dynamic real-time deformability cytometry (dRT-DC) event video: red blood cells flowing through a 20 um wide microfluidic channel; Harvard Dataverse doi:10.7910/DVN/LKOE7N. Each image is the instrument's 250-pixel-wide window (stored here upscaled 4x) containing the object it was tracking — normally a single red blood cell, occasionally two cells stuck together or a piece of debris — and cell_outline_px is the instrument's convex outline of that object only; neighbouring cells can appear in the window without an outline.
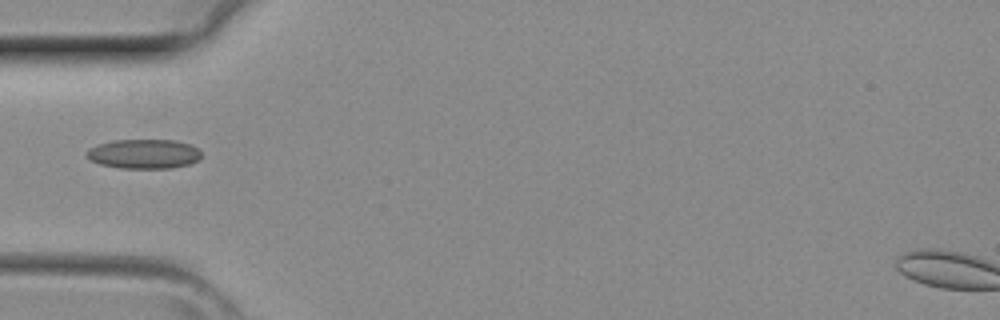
{"species": "common noctule bat (a hibernating species)", "species_latin": "Nyctalus noctula", "temperature_condition": "room temperature", "stored_images_in_passage": 2, "camera_frame_rate_fps": 3000, "um_per_image_px": 0.085, "animal": {"sex": "female", "body_mass_g": 29.2, "forearm_length_mm": 56.3}, "frame": {"image": 1, "passage_image": 2, "time_ms": 0.333, "image_size_px": [1000, 320], "cell_outline_px": [[200, 160], [188, 164], [172, 168], [120, 168], [100, 164], [92, 160], [88, 156], [88, 152], [92, 148], [100, 144], [116, 140], [176, 140], [192, 144], [200, 152]], "centroid_in_image_um": [12.31, 13.08], "position_along_channel_um": 72.7, "area_um2": 19.42}}